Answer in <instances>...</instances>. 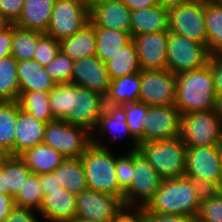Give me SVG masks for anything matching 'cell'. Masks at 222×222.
<instances>
[{
    "label": "cell",
    "instance_id": "cell-1",
    "mask_svg": "<svg viewBox=\"0 0 222 222\" xmlns=\"http://www.w3.org/2000/svg\"><path fill=\"white\" fill-rule=\"evenodd\" d=\"M55 119L87 129L93 134L105 110V97L73 83L57 84L49 93Z\"/></svg>",
    "mask_w": 222,
    "mask_h": 222
},
{
    "label": "cell",
    "instance_id": "cell-2",
    "mask_svg": "<svg viewBox=\"0 0 222 222\" xmlns=\"http://www.w3.org/2000/svg\"><path fill=\"white\" fill-rule=\"evenodd\" d=\"M216 95L214 76L209 64L176 75L174 105L181 114L214 110Z\"/></svg>",
    "mask_w": 222,
    "mask_h": 222
},
{
    "label": "cell",
    "instance_id": "cell-3",
    "mask_svg": "<svg viewBox=\"0 0 222 222\" xmlns=\"http://www.w3.org/2000/svg\"><path fill=\"white\" fill-rule=\"evenodd\" d=\"M200 200L187 177L163 179L154 197L144 207L149 213L178 214L196 219Z\"/></svg>",
    "mask_w": 222,
    "mask_h": 222
},
{
    "label": "cell",
    "instance_id": "cell-4",
    "mask_svg": "<svg viewBox=\"0 0 222 222\" xmlns=\"http://www.w3.org/2000/svg\"><path fill=\"white\" fill-rule=\"evenodd\" d=\"M109 145L92 139V144L80 157L84 167L87 188L119 197L123 201L124 192L119 188L116 175V155Z\"/></svg>",
    "mask_w": 222,
    "mask_h": 222
},
{
    "label": "cell",
    "instance_id": "cell-5",
    "mask_svg": "<svg viewBox=\"0 0 222 222\" xmlns=\"http://www.w3.org/2000/svg\"><path fill=\"white\" fill-rule=\"evenodd\" d=\"M137 151L162 179L184 177L187 147L177 138L139 143Z\"/></svg>",
    "mask_w": 222,
    "mask_h": 222
},
{
    "label": "cell",
    "instance_id": "cell-6",
    "mask_svg": "<svg viewBox=\"0 0 222 222\" xmlns=\"http://www.w3.org/2000/svg\"><path fill=\"white\" fill-rule=\"evenodd\" d=\"M178 138L186 147L222 145V126L214 110L184 113L179 119Z\"/></svg>",
    "mask_w": 222,
    "mask_h": 222
},
{
    "label": "cell",
    "instance_id": "cell-7",
    "mask_svg": "<svg viewBox=\"0 0 222 222\" xmlns=\"http://www.w3.org/2000/svg\"><path fill=\"white\" fill-rule=\"evenodd\" d=\"M43 143L59 151L65 158H80L92 144L87 129L55 119L45 126Z\"/></svg>",
    "mask_w": 222,
    "mask_h": 222
},
{
    "label": "cell",
    "instance_id": "cell-8",
    "mask_svg": "<svg viewBox=\"0 0 222 222\" xmlns=\"http://www.w3.org/2000/svg\"><path fill=\"white\" fill-rule=\"evenodd\" d=\"M207 45L168 32L167 70L172 74L197 70L209 63Z\"/></svg>",
    "mask_w": 222,
    "mask_h": 222
},
{
    "label": "cell",
    "instance_id": "cell-9",
    "mask_svg": "<svg viewBox=\"0 0 222 222\" xmlns=\"http://www.w3.org/2000/svg\"><path fill=\"white\" fill-rule=\"evenodd\" d=\"M162 180L138 151H132V179L123 194L124 205L145 207L160 188Z\"/></svg>",
    "mask_w": 222,
    "mask_h": 222
},
{
    "label": "cell",
    "instance_id": "cell-10",
    "mask_svg": "<svg viewBox=\"0 0 222 222\" xmlns=\"http://www.w3.org/2000/svg\"><path fill=\"white\" fill-rule=\"evenodd\" d=\"M168 32L207 45L204 0H193L169 9Z\"/></svg>",
    "mask_w": 222,
    "mask_h": 222
},
{
    "label": "cell",
    "instance_id": "cell-11",
    "mask_svg": "<svg viewBox=\"0 0 222 222\" xmlns=\"http://www.w3.org/2000/svg\"><path fill=\"white\" fill-rule=\"evenodd\" d=\"M89 22V9L78 0H55L45 34L60 41L74 35Z\"/></svg>",
    "mask_w": 222,
    "mask_h": 222
},
{
    "label": "cell",
    "instance_id": "cell-12",
    "mask_svg": "<svg viewBox=\"0 0 222 222\" xmlns=\"http://www.w3.org/2000/svg\"><path fill=\"white\" fill-rule=\"evenodd\" d=\"M139 101L148 106L174 105L176 75L167 69L140 71Z\"/></svg>",
    "mask_w": 222,
    "mask_h": 222
},
{
    "label": "cell",
    "instance_id": "cell-13",
    "mask_svg": "<svg viewBox=\"0 0 222 222\" xmlns=\"http://www.w3.org/2000/svg\"><path fill=\"white\" fill-rule=\"evenodd\" d=\"M181 115L175 105L148 106L144 132L138 144L177 138Z\"/></svg>",
    "mask_w": 222,
    "mask_h": 222
},
{
    "label": "cell",
    "instance_id": "cell-14",
    "mask_svg": "<svg viewBox=\"0 0 222 222\" xmlns=\"http://www.w3.org/2000/svg\"><path fill=\"white\" fill-rule=\"evenodd\" d=\"M76 204V216L95 222H112L125 206L117 196L88 188L77 195Z\"/></svg>",
    "mask_w": 222,
    "mask_h": 222
},
{
    "label": "cell",
    "instance_id": "cell-15",
    "mask_svg": "<svg viewBox=\"0 0 222 222\" xmlns=\"http://www.w3.org/2000/svg\"><path fill=\"white\" fill-rule=\"evenodd\" d=\"M222 145L187 147L184 176L205 178L222 187Z\"/></svg>",
    "mask_w": 222,
    "mask_h": 222
},
{
    "label": "cell",
    "instance_id": "cell-16",
    "mask_svg": "<svg viewBox=\"0 0 222 222\" xmlns=\"http://www.w3.org/2000/svg\"><path fill=\"white\" fill-rule=\"evenodd\" d=\"M141 70L167 69L168 31L133 36Z\"/></svg>",
    "mask_w": 222,
    "mask_h": 222
},
{
    "label": "cell",
    "instance_id": "cell-17",
    "mask_svg": "<svg viewBox=\"0 0 222 222\" xmlns=\"http://www.w3.org/2000/svg\"><path fill=\"white\" fill-rule=\"evenodd\" d=\"M110 79L105 63L97 56L75 60L71 83L107 95Z\"/></svg>",
    "mask_w": 222,
    "mask_h": 222
},
{
    "label": "cell",
    "instance_id": "cell-18",
    "mask_svg": "<svg viewBox=\"0 0 222 222\" xmlns=\"http://www.w3.org/2000/svg\"><path fill=\"white\" fill-rule=\"evenodd\" d=\"M131 10L122 0H104L89 10L90 22L95 28L130 32Z\"/></svg>",
    "mask_w": 222,
    "mask_h": 222
},
{
    "label": "cell",
    "instance_id": "cell-19",
    "mask_svg": "<svg viewBox=\"0 0 222 222\" xmlns=\"http://www.w3.org/2000/svg\"><path fill=\"white\" fill-rule=\"evenodd\" d=\"M76 202L77 195L70 193L64 187L48 191L38 213L47 222H70L76 217Z\"/></svg>",
    "mask_w": 222,
    "mask_h": 222
},
{
    "label": "cell",
    "instance_id": "cell-20",
    "mask_svg": "<svg viewBox=\"0 0 222 222\" xmlns=\"http://www.w3.org/2000/svg\"><path fill=\"white\" fill-rule=\"evenodd\" d=\"M96 130H98L99 133L98 134L96 133L97 137H95V135L94 136L92 135V139H102L101 137H98V135L102 136L107 133L111 134L110 142L115 143L117 137L121 136H123V138L127 137L129 140H131V142H133L131 143L132 148H129V152L137 151L138 141L132 136L129 127L126 123L125 104L124 105L105 104V110L100 116L98 124L94 129L93 133H95Z\"/></svg>",
    "mask_w": 222,
    "mask_h": 222
},
{
    "label": "cell",
    "instance_id": "cell-21",
    "mask_svg": "<svg viewBox=\"0 0 222 222\" xmlns=\"http://www.w3.org/2000/svg\"><path fill=\"white\" fill-rule=\"evenodd\" d=\"M46 123L36 120L20 108L15 129V156L43 143Z\"/></svg>",
    "mask_w": 222,
    "mask_h": 222
},
{
    "label": "cell",
    "instance_id": "cell-22",
    "mask_svg": "<svg viewBox=\"0 0 222 222\" xmlns=\"http://www.w3.org/2000/svg\"><path fill=\"white\" fill-rule=\"evenodd\" d=\"M55 0H24L20 17L14 23L24 30L46 33Z\"/></svg>",
    "mask_w": 222,
    "mask_h": 222
},
{
    "label": "cell",
    "instance_id": "cell-23",
    "mask_svg": "<svg viewBox=\"0 0 222 222\" xmlns=\"http://www.w3.org/2000/svg\"><path fill=\"white\" fill-rule=\"evenodd\" d=\"M131 37L153 32L168 31V9L160 4L131 11Z\"/></svg>",
    "mask_w": 222,
    "mask_h": 222
},
{
    "label": "cell",
    "instance_id": "cell-24",
    "mask_svg": "<svg viewBox=\"0 0 222 222\" xmlns=\"http://www.w3.org/2000/svg\"><path fill=\"white\" fill-rule=\"evenodd\" d=\"M20 91H42L50 93L57 85L46 72L45 66L34 59L17 61Z\"/></svg>",
    "mask_w": 222,
    "mask_h": 222
},
{
    "label": "cell",
    "instance_id": "cell-25",
    "mask_svg": "<svg viewBox=\"0 0 222 222\" xmlns=\"http://www.w3.org/2000/svg\"><path fill=\"white\" fill-rule=\"evenodd\" d=\"M60 51L73 61L96 56L95 26L89 22L78 32L59 41Z\"/></svg>",
    "mask_w": 222,
    "mask_h": 222
},
{
    "label": "cell",
    "instance_id": "cell-26",
    "mask_svg": "<svg viewBox=\"0 0 222 222\" xmlns=\"http://www.w3.org/2000/svg\"><path fill=\"white\" fill-rule=\"evenodd\" d=\"M20 157L33 174L52 173L64 160L65 157L45 143H40L28 149Z\"/></svg>",
    "mask_w": 222,
    "mask_h": 222
},
{
    "label": "cell",
    "instance_id": "cell-27",
    "mask_svg": "<svg viewBox=\"0 0 222 222\" xmlns=\"http://www.w3.org/2000/svg\"><path fill=\"white\" fill-rule=\"evenodd\" d=\"M140 72L111 80L105 104L124 105L139 101Z\"/></svg>",
    "mask_w": 222,
    "mask_h": 222
},
{
    "label": "cell",
    "instance_id": "cell-28",
    "mask_svg": "<svg viewBox=\"0 0 222 222\" xmlns=\"http://www.w3.org/2000/svg\"><path fill=\"white\" fill-rule=\"evenodd\" d=\"M52 173L70 193L79 195L87 189L85 171L80 158H65Z\"/></svg>",
    "mask_w": 222,
    "mask_h": 222
},
{
    "label": "cell",
    "instance_id": "cell-29",
    "mask_svg": "<svg viewBox=\"0 0 222 222\" xmlns=\"http://www.w3.org/2000/svg\"><path fill=\"white\" fill-rule=\"evenodd\" d=\"M95 34L96 56L104 63L132 40L130 32L115 29L95 28Z\"/></svg>",
    "mask_w": 222,
    "mask_h": 222
},
{
    "label": "cell",
    "instance_id": "cell-30",
    "mask_svg": "<svg viewBox=\"0 0 222 222\" xmlns=\"http://www.w3.org/2000/svg\"><path fill=\"white\" fill-rule=\"evenodd\" d=\"M19 113L18 101L0 102V147L15 156V129Z\"/></svg>",
    "mask_w": 222,
    "mask_h": 222
},
{
    "label": "cell",
    "instance_id": "cell-31",
    "mask_svg": "<svg viewBox=\"0 0 222 222\" xmlns=\"http://www.w3.org/2000/svg\"><path fill=\"white\" fill-rule=\"evenodd\" d=\"M105 65L110 81L125 75L139 73L141 67L133 40L119 49V52Z\"/></svg>",
    "mask_w": 222,
    "mask_h": 222
},
{
    "label": "cell",
    "instance_id": "cell-32",
    "mask_svg": "<svg viewBox=\"0 0 222 222\" xmlns=\"http://www.w3.org/2000/svg\"><path fill=\"white\" fill-rule=\"evenodd\" d=\"M207 48L210 55L222 53V6L204 0Z\"/></svg>",
    "mask_w": 222,
    "mask_h": 222
},
{
    "label": "cell",
    "instance_id": "cell-33",
    "mask_svg": "<svg viewBox=\"0 0 222 222\" xmlns=\"http://www.w3.org/2000/svg\"><path fill=\"white\" fill-rule=\"evenodd\" d=\"M18 103L20 108L31 114L36 120L49 123L55 120L49 104V93L42 91H20Z\"/></svg>",
    "mask_w": 222,
    "mask_h": 222
},
{
    "label": "cell",
    "instance_id": "cell-34",
    "mask_svg": "<svg viewBox=\"0 0 222 222\" xmlns=\"http://www.w3.org/2000/svg\"><path fill=\"white\" fill-rule=\"evenodd\" d=\"M20 86L17 75V60L12 56L0 59V102L18 101Z\"/></svg>",
    "mask_w": 222,
    "mask_h": 222
},
{
    "label": "cell",
    "instance_id": "cell-35",
    "mask_svg": "<svg viewBox=\"0 0 222 222\" xmlns=\"http://www.w3.org/2000/svg\"><path fill=\"white\" fill-rule=\"evenodd\" d=\"M31 174L29 168L20 156L7 155L4 159L5 189L13 198Z\"/></svg>",
    "mask_w": 222,
    "mask_h": 222
},
{
    "label": "cell",
    "instance_id": "cell-36",
    "mask_svg": "<svg viewBox=\"0 0 222 222\" xmlns=\"http://www.w3.org/2000/svg\"><path fill=\"white\" fill-rule=\"evenodd\" d=\"M44 33L38 31L24 30L13 24V39L11 55L17 61L33 59L38 39Z\"/></svg>",
    "mask_w": 222,
    "mask_h": 222
},
{
    "label": "cell",
    "instance_id": "cell-37",
    "mask_svg": "<svg viewBox=\"0 0 222 222\" xmlns=\"http://www.w3.org/2000/svg\"><path fill=\"white\" fill-rule=\"evenodd\" d=\"M44 200V194L39 183V175L31 173L14 197V204L17 207L40 210Z\"/></svg>",
    "mask_w": 222,
    "mask_h": 222
},
{
    "label": "cell",
    "instance_id": "cell-38",
    "mask_svg": "<svg viewBox=\"0 0 222 222\" xmlns=\"http://www.w3.org/2000/svg\"><path fill=\"white\" fill-rule=\"evenodd\" d=\"M147 112L148 105L143 102L137 101L125 104L126 123L136 140L143 135Z\"/></svg>",
    "mask_w": 222,
    "mask_h": 222
},
{
    "label": "cell",
    "instance_id": "cell-39",
    "mask_svg": "<svg viewBox=\"0 0 222 222\" xmlns=\"http://www.w3.org/2000/svg\"><path fill=\"white\" fill-rule=\"evenodd\" d=\"M74 61L61 51L51 63L45 66L46 72L56 84L71 83Z\"/></svg>",
    "mask_w": 222,
    "mask_h": 222
},
{
    "label": "cell",
    "instance_id": "cell-40",
    "mask_svg": "<svg viewBox=\"0 0 222 222\" xmlns=\"http://www.w3.org/2000/svg\"><path fill=\"white\" fill-rule=\"evenodd\" d=\"M60 51L59 40L47 34H43L38 39V44L33 55V59L42 66H46L53 61Z\"/></svg>",
    "mask_w": 222,
    "mask_h": 222
},
{
    "label": "cell",
    "instance_id": "cell-41",
    "mask_svg": "<svg viewBox=\"0 0 222 222\" xmlns=\"http://www.w3.org/2000/svg\"><path fill=\"white\" fill-rule=\"evenodd\" d=\"M196 222H222V192L214 198L201 201Z\"/></svg>",
    "mask_w": 222,
    "mask_h": 222
},
{
    "label": "cell",
    "instance_id": "cell-42",
    "mask_svg": "<svg viewBox=\"0 0 222 222\" xmlns=\"http://www.w3.org/2000/svg\"><path fill=\"white\" fill-rule=\"evenodd\" d=\"M191 182L197 198L201 201L214 198L222 192V187L213 181L195 176H185Z\"/></svg>",
    "mask_w": 222,
    "mask_h": 222
},
{
    "label": "cell",
    "instance_id": "cell-43",
    "mask_svg": "<svg viewBox=\"0 0 222 222\" xmlns=\"http://www.w3.org/2000/svg\"><path fill=\"white\" fill-rule=\"evenodd\" d=\"M115 169L119 188L124 192L130 186L132 179V151L116 156Z\"/></svg>",
    "mask_w": 222,
    "mask_h": 222
},
{
    "label": "cell",
    "instance_id": "cell-44",
    "mask_svg": "<svg viewBox=\"0 0 222 222\" xmlns=\"http://www.w3.org/2000/svg\"><path fill=\"white\" fill-rule=\"evenodd\" d=\"M24 0H0V14L14 24L21 15Z\"/></svg>",
    "mask_w": 222,
    "mask_h": 222
},
{
    "label": "cell",
    "instance_id": "cell-45",
    "mask_svg": "<svg viewBox=\"0 0 222 222\" xmlns=\"http://www.w3.org/2000/svg\"><path fill=\"white\" fill-rule=\"evenodd\" d=\"M112 222H145L144 207L124 206Z\"/></svg>",
    "mask_w": 222,
    "mask_h": 222
},
{
    "label": "cell",
    "instance_id": "cell-46",
    "mask_svg": "<svg viewBox=\"0 0 222 222\" xmlns=\"http://www.w3.org/2000/svg\"><path fill=\"white\" fill-rule=\"evenodd\" d=\"M36 213L39 215L38 211L15 206L4 222H40Z\"/></svg>",
    "mask_w": 222,
    "mask_h": 222
},
{
    "label": "cell",
    "instance_id": "cell-47",
    "mask_svg": "<svg viewBox=\"0 0 222 222\" xmlns=\"http://www.w3.org/2000/svg\"><path fill=\"white\" fill-rule=\"evenodd\" d=\"M145 222H196V219L178 214H154L144 208Z\"/></svg>",
    "mask_w": 222,
    "mask_h": 222
},
{
    "label": "cell",
    "instance_id": "cell-48",
    "mask_svg": "<svg viewBox=\"0 0 222 222\" xmlns=\"http://www.w3.org/2000/svg\"><path fill=\"white\" fill-rule=\"evenodd\" d=\"M208 64L214 76L216 93L222 94V53L210 55Z\"/></svg>",
    "mask_w": 222,
    "mask_h": 222
},
{
    "label": "cell",
    "instance_id": "cell-49",
    "mask_svg": "<svg viewBox=\"0 0 222 222\" xmlns=\"http://www.w3.org/2000/svg\"><path fill=\"white\" fill-rule=\"evenodd\" d=\"M13 39V24H9L0 30V59L11 55Z\"/></svg>",
    "mask_w": 222,
    "mask_h": 222
},
{
    "label": "cell",
    "instance_id": "cell-50",
    "mask_svg": "<svg viewBox=\"0 0 222 222\" xmlns=\"http://www.w3.org/2000/svg\"><path fill=\"white\" fill-rule=\"evenodd\" d=\"M39 183L44 196L48 195V191L60 190L63 187V184L59 182L53 173L40 174Z\"/></svg>",
    "mask_w": 222,
    "mask_h": 222
},
{
    "label": "cell",
    "instance_id": "cell-51",
    "mask_svg": "<svg viewBox=\"0 0 222 222\" xmlns=\"http://www.w3.org/2000/svg\"><path fill=\"white\" fill-rule=\"evenodd\" d=\"M14 207V198L10 195L0 193V222H4Z\"/></svg>",
    "mask_w": 222,
    "mask_h": 222
},
{
    "label": "cell",
    "instance_id": "cell-52",
    "mask_svg": "<svg viewBox=\"0 0 222 222\" xmlns=\"http://www.w3.org/2000/svg\"><path fill=\"white\" fill-rule=\"evenodd\" d=\"M124 4L131 10L136 11L143 8H150L159 4V0H122Z\"/></svg>",
    "mask_w": 222,
    "mask_h": 222
},
{
    "label": "cell",
    "instance_id": "cell-53",
    "mask_svg": "<svg viewBox=\"0 0 222 222\" xmlns=\"http://www.w3.org/2000/svg\"><path fill=\"white\" fill-rule=\"evenodd\" d=\"M193 0H159V4L163 6L165 9H171L173 7L181 6L184 4H188Z\"/></svg>",
    "mask_w": 222,
    "mask_h": 222
},
{
    "label": "cell",
    "instance_id": "cell-54",
    "mask_svg": "<svg viewBox=\"0 0 222 222\" xmlns=\"http://www.w3.org/2000/svg\"><path fill=\"white\" fill-rule=\"evenodd\" d=\"M214 112L222 126V94H217L215 97Z\"/></svg>",
    "mask_w": 222,
    "mask_h": 222
},
{
    "label": "cell",
    "instance_id": "cell-55",
    "mask_svg": "<svg viewBox=\"0 0 222 222\" xmlns=\"http://www.w3.org/2000/svg\"><path fill=\"white\" fill-rule=\"evenodd\" d=\"M0 193L8 195V189H5L4 160L0 163Z\"/></svg>",
    "mask_w": 222,
    "mask_h": 222
},
{
    "label": "cell",
    "instance_id": "cell-56",
    "mask_svg": "<svg viewBox=\"0 0 222 222\" xmlns=\"http://www.w3.org/2000/svg\"><path fill=\"white\" fill-rule=\"evenodd\" d=\"M83 6L89 10L94 7L96 4L101 3L104 0H78Z\"/></svg>",
    "mask_w": 222,
    "mask_h": 222
},
{
    "label": "cell",
    "instance_id": "cell-57",
    "mask_svg": "<svg viewBox=\"0 0 222 222\" xmlns=\"http://www.w3.org/2000/svg\"><path fill=\"white\" fill-rule=\"evenodd\" d=\"M10 23L0 14V30H3Z\"/></svg>",
    "mask_w": 222,
    "mask_h": 222
},
{
    "label": "cell",
    "instance_id": "cell-58",
    "mask_svg": "<svg viewBox=\"0 0 222 222\" xmlns=\"http://www.w3.org/2000/svg\"><path fill=\"white\" fill-rule=\"evenodd\" d=\"M70 222H95V221H92V220H89V219H85V218L76 216V217H75L72 221H70Z\"/></svg>",
    "mask_w": 222,
    "mask_h": 222
},
{
    "label": "cell",
    "instance_id": "cell-59",
    "mask_svg": "<svg viewBox=\"0 0 222 222\" xmlns=\"http://www.w3.org/2000/svg\"><path fill=\"white\" fill-rule=\"evenodd\" d=\"M8 154H6V152L0 147V163L3 162V160L5 159V157L7 156Z\"/></svg>",
    "mask_w": 222,
    "mask_h": 222
},
{
    "label": "cell",
    "instance_id": "cell-60",
    "mask_svg": "<svg viewBox=\"0 0 222 222\" xmlns=\"http://www.w3.org/2000/svg\"><path fill=\"white\" fill-rule=\"evenodd\" d=\"M214 3H216L217 5H221L222 6V0H212Z\"/></svg>",
    "mask_w": 222,
    "mask_h": 222
}]
</instances>
